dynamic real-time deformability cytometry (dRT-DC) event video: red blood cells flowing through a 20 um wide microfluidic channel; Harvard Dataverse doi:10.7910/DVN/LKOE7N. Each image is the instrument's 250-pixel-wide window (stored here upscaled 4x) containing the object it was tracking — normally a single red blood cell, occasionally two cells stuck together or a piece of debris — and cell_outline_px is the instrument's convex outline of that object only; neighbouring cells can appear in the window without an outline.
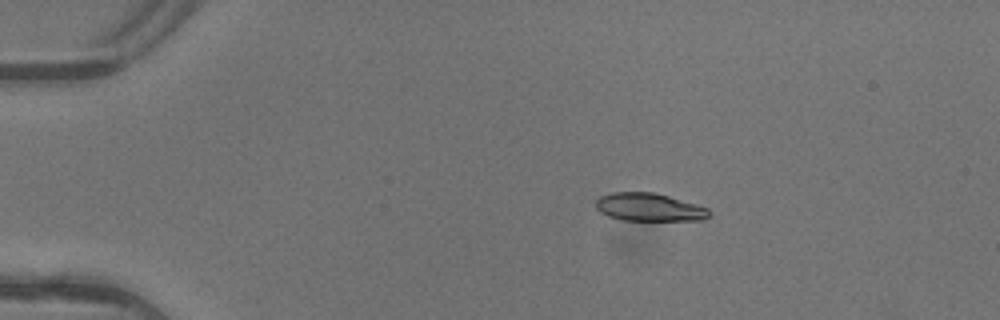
{"species": "common noctule bat (a hibernating species)", "species_latin": "Nyctalus noctula", "temperature_condition": "warm", "stored_images_in_passage": 4, "camera_frame_rate_fps": 3000, "um_per_image_px": 0.085, "animal": {"sex": "female"}, "frame": {"image": 1, "passage_image": 2, "time_ms": 0.333, "image_size_px": [1000, 320], "cell_outline_px": [[712, 216], [704, 220], [620, 220], [608, 216], [600, 212], [596, 208], [596, 200], [600, 196], [612, 192], [656, 192], [696, 204], [708, 208], [712, 212]], "centroid_in_image_um": [55.21, 17.61], "position_along_channel_um": 29.8, "area_um2": 18.73}}